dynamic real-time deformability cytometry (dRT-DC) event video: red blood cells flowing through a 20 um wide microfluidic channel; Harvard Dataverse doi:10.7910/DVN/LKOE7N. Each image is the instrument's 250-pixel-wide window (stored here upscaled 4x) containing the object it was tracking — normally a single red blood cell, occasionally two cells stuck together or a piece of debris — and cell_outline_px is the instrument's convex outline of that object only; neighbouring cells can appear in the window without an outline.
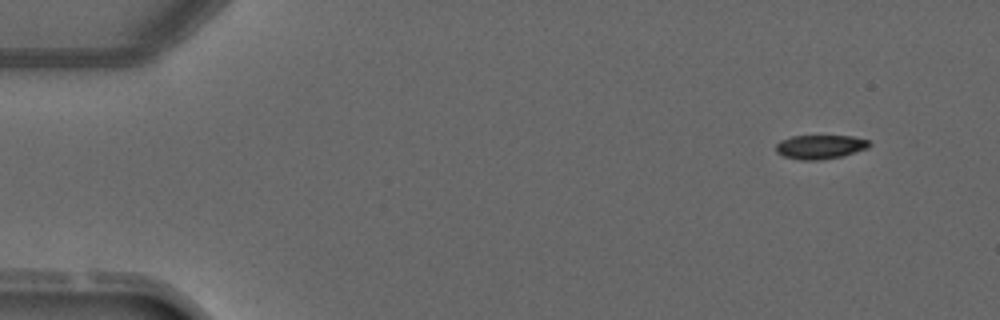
{"species": "common noctule bat (a hibernating species)", "species_latin": "Nyctalus noctula", "temperature_condition": "warm", "stored_images_in_passage": 4, "camera_frame_rate_fps": 3000, "um_per_image_px": 0.085, "animal": {"sex": "male", "forearm_length_mm": 52.5}, "frame": {"image": 1, "passage_image": 1, "time_ms": 0.0, "image_size_px": [1000, 320], "cell_outline_px": [[872, 144], [868, 148], [840, 156], [820, 160], [800, 160], [784, 156], [776, 152], [776, 144], [780, 140], [792, 136], [852, 136], [868, 140]], "centroid_in_image_um": [69.7, 12.48], "position_along_channel_um": 15.3, "area_um2": 13.01}}